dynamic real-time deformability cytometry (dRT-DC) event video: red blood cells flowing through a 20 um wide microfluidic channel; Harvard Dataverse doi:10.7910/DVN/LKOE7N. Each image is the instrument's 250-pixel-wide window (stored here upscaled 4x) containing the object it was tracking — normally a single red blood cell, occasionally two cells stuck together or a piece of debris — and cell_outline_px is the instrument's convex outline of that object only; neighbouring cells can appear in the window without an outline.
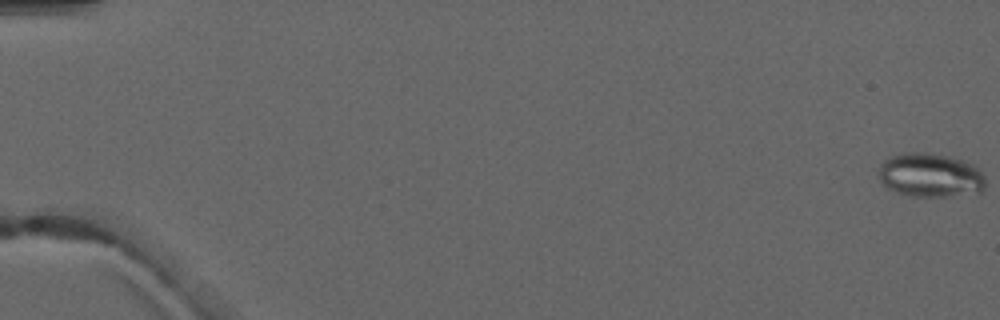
{"species": "common noctule bat (a hibernating species)", "species_latin": "Nyctalus noctula", "temperature_condition": "warm", "stored_images_in_passage": 3, "camera_frame_rate_fps": 3000, "um_per_image_px": 0.085, "animal": {"sex": "male", "forearm_length_mm": 52.5}, "frame": {"image": 1, "passage_image": 1, "time_ms": 0.0, "image_size_px": [1000, 320], "cell_outline_px": [[984, 188], [980, 192], [944, 196], [912, 196], [896, 192], [888, 188], [880, 180], [880, 164], [888, 156], [904, 152], [928, 152], [960, 160], [972, 164], [984, 176]], "centroid_in_image_um": [79.03, 14.88], "position_along_channel_um": 6.0, "area_um2": 27.05}}